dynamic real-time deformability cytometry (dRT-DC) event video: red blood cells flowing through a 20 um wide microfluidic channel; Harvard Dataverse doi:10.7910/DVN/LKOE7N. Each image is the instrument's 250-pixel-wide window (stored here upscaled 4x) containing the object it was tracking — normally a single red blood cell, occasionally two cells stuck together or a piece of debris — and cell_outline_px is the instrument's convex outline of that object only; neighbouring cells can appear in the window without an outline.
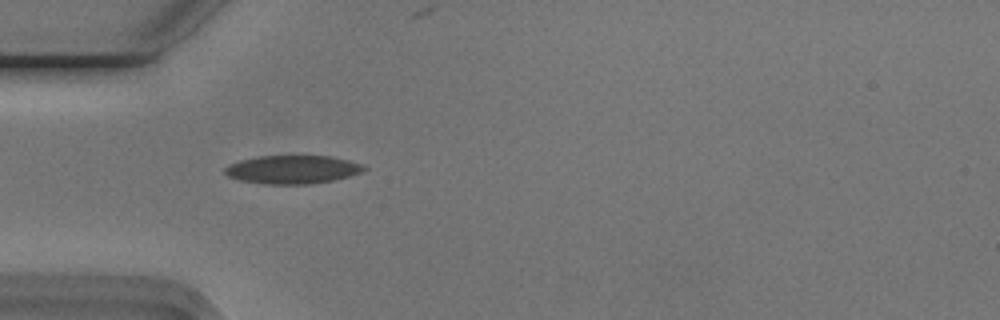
{"species": "Egyptian fruit bat (a non-hibernating species)", "species_latin": "Rousettus aegyptiacus", "temperature_condition": "cold", "stored_images_in_passage": 39, "camera_frame_rate_fps": 3000, "um_per_image_px": 0.085, "animal": {"sex": "male"}, "frame": {"image": 1, "passage_image": 1, "time_ms": 0.0, "image_size_px": [1000, 320], "cell_outline_px": [[368, 168], [364, 172], [332, 180], [312, 184], [260, 184], [240, 180], [228, 176], [224, 172], [224, 168], [228, 164], [240, 160], [260, 156], [328, 156], [348, 160], [364, 164]], "centroid_in_image_um": [24.87, 14.41], "position_along_channel_um": 60.1, "area_um2": 23.12}}
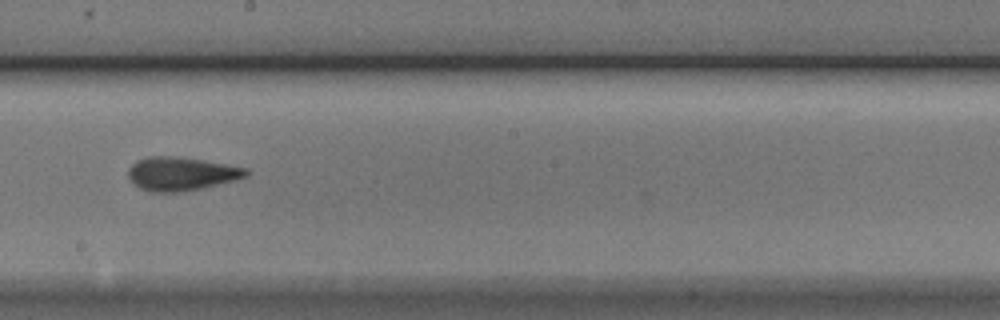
{"frame": {"image": 2, "passage_image": 15, "time_ms": 4.667, "image_size_px": [1000, 320], "cell_outline_px": [[252, 172], [248, 176], [236, 180], [204, 188], [184, 192], [152, 192], [140, 188], [132, 184], [128, 176], [128, 168], [136, 160], [148, 156], [172, 156], [200, 160], [248, 168]], "centroid_in_image_um": [15.41, 14.78], "position_along_channel_um": 232.8, "area_um2": 23.29}}
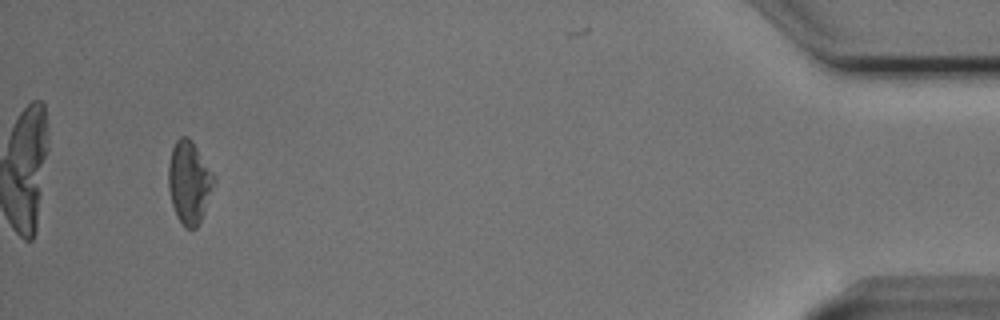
{"frame": {"image": 3, "passage_image": 36, "time_ms": 11.667, "image_size_px": [1000, 320], "cell_outline_px": [[216, 180], [204, 212], [196, 228], [184, 228], [176, 216], [172, 204], [168, 188], [168, 164], [172, 148], [176, 140], [180, 136], [188, 136], [192, 140], [216, 176]], "centroid_in_image_um": [16.08, 15.47], "position_along_channel_um": 419.1, "area_um2": 22.14}, "authors_computed_cell_mechanics": {"area_um2": 22.0218, "velocity_mm_per_s": 3.7607, "shape_relaxation_time_tau1_ms": 4.2614, "shape_relaxation_time_tau2_ms": 1.7085, "deformation_change_tau1": 0.1276, "deformation_change_tau2": 0.0829}}